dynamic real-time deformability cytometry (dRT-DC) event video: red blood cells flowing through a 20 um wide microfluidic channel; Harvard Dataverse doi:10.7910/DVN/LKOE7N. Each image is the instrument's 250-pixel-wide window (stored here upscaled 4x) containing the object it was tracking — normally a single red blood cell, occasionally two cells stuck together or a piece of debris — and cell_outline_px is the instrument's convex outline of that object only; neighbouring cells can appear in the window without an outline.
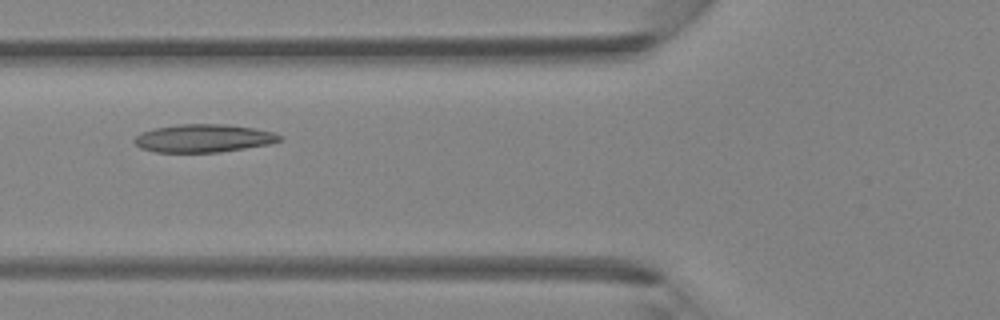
{"species": "Egyptian fruit bat (a non-hibernating species)", "species_latin": "Rousettus aegyptiacus", "temperature_condition": "room temperature", "stored_images_in_passage": 42, "camera_frame_rate_fps": 3000, "um_per_image_px": 0.085, "animal": {"sex": "female"}, "frame": {"image": 1, "passage_image": 15, "time_ms": 4.667, "image_size_px": [1000, 320], "cell_outline_px": [[280, 140], [268, 144], [220, 152], [156, 152], [140, 148], [132, 140], [140, 132], [156, 128], [180, 124], [224, 124], [252, 128], [272, 132], [280, 136]], "centroid_in_image_um": [17.23, 11.75], "position_along_channel_um": 108.6, "area_um2": 23.41}}
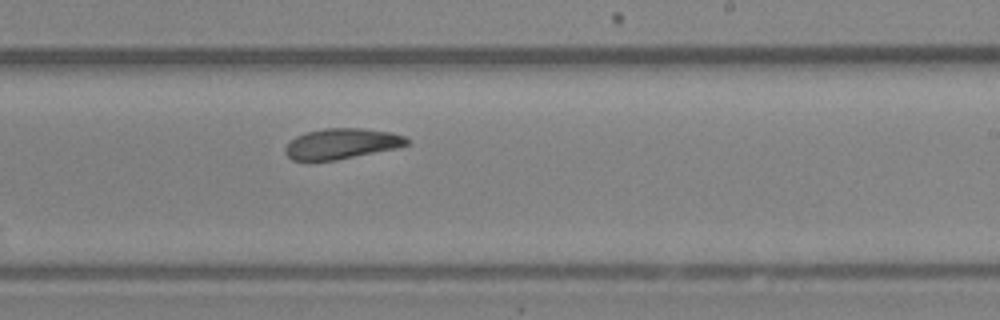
{"frame": {"image": 2, "passage_image": 25, "time_ms": 8.0, "image_size_px": [1000, 320], "cell_outline_px": [[408, 144], [396, 148], [336, 160], [292, 160], [284, 152], [284, 148], [296, 136], [304, 132], [324, 128], [360, 128], [392, 132], [404, 136], [408, 140]], "centroid_in_image_um": [29.02, 12.2], "position_along_channel_um": 260.0, "area_um2": 21.5}}
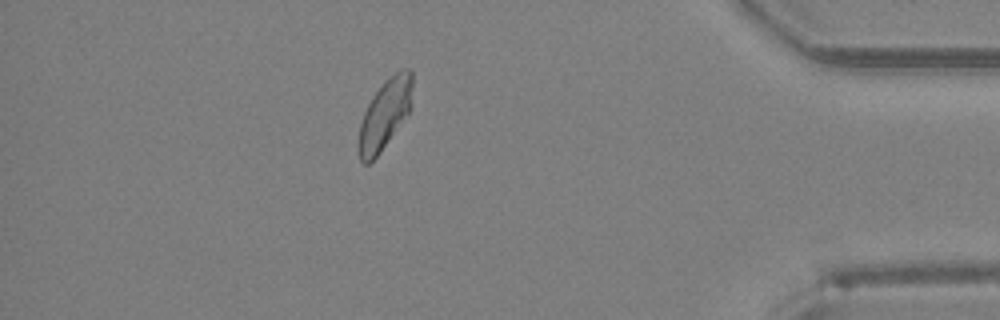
{"frame": {"image": 3, "passage_image": 37, "time_ms": 12.0, "image_size_px": [1000, 320], "cell_outline_px": [[412, 104], [408, 112], [380, 152], [368, 164], [364, 164], [360, 160], [356, 148], [356, 144], [360, 124], [364, 112], [372, 96], [384, 80], [400, 68], [408, 68], [412, 72]], "centroid_in_image_um": [32.68, 9.7], "position_along_channel_um": 402.5, "area_um2": 21.96}}